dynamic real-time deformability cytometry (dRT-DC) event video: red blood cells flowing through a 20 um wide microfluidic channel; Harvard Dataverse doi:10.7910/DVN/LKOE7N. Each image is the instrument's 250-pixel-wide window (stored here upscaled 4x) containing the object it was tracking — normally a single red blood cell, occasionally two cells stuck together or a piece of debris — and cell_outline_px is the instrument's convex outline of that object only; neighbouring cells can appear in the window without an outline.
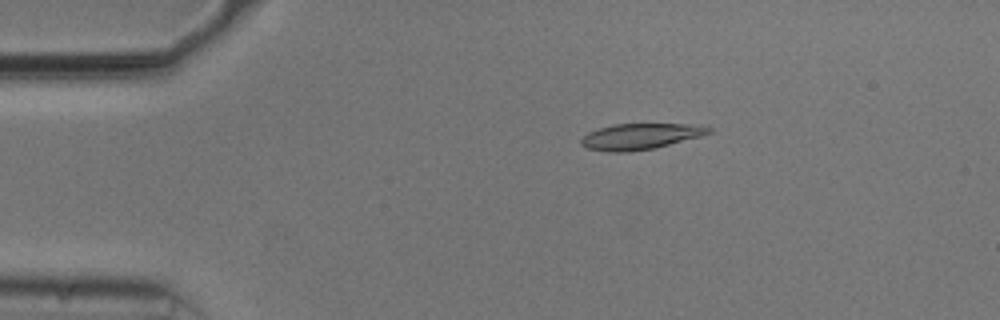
{"species": "common noctule bat (a hibernating species)", "species_latin": "Nyctalus noctula", "temperature_condition": "cold", "stored_images_in_passage": 18, "camera_frame_rate_fps": 3000, "um_per_image_px": 0.085, "animal": {"sex": "male", "body_mass_g": 20.5, "forearm_length_mm": 52.5}, "frame": {"image": 1, "passage_image": 10, "time_ms": 3.0, "image_size_px": [1000, 320], "cell_outline_px": [[712, 132], [700, 136], [652, 148], [628, 152], [608, 152], [588, 148], [580, 144], [580, 140], [588, 132], [612, 124], [704, 124], [712, 128]], "centroid_in_image_um": [54.44, 11.58], "position_along_channel_um": 30.6, "area_um2": 19.19}}
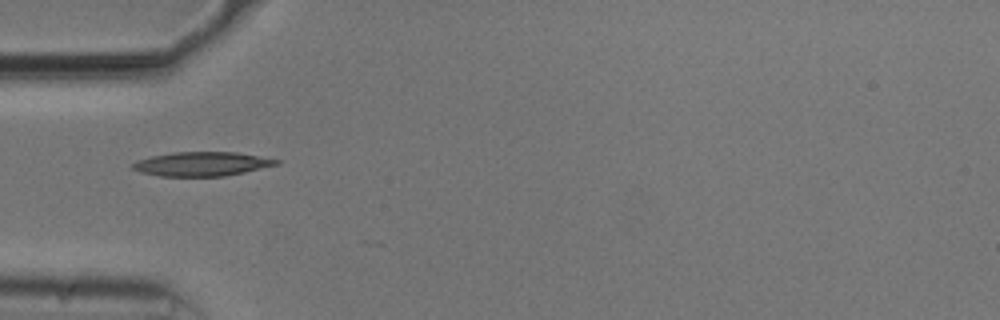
{"frame": {"image": 2, "passage_image": 17, "time_ms": 5.333, "image_size_px": [1000, 320], "cell_outline_px": [[280, 164], [244, 172], [224, 176], [160, 176], [140, 172], [132, 168], [132, 164], [136, 160], [152, 156], [172, 152], [236, 152], [280, 160]], "centroid_in_image_um": [17.14, 13.93], "position_along_channel_um": 67.9, "area_um2": 20.11}}